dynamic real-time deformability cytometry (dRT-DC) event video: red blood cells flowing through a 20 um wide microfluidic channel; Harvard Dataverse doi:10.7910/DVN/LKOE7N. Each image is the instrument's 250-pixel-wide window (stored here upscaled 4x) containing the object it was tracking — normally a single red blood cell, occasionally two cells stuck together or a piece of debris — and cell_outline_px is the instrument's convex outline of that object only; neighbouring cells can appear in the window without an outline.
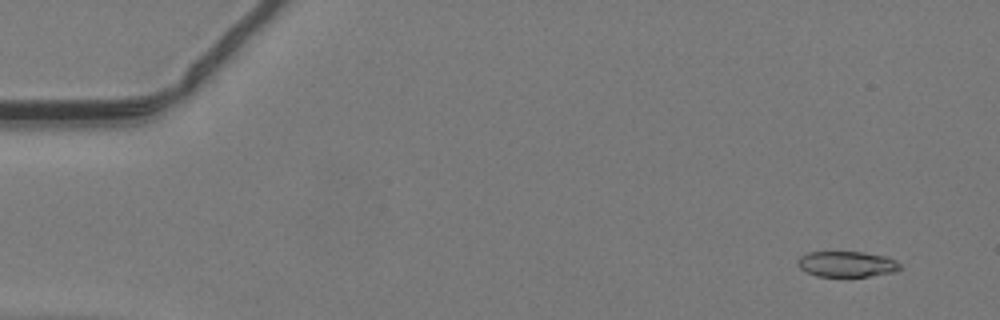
{"species": "common noctule bat (a hibernating species)", "species_latin": "Nyctalus noctula", "temperature_condition": "warm", "stored_images_in_passage": 49, "camera_frame_rate_fps": 3000, "um_per_image_px": 0.085, "animal": {"sex": "male", "body_mass_g": 19.2, "forearm_length_mm": 51.8}, "frame": {"image": 1, "passage_image": 4, "time_ms": 1.0, "image_size_px": [1000, 320], "cell_outline_px": [[904, 268], [896, 272], [868, 276], [816, 276], [800, 268], [796, 264], [796, 260], [800, 256], [808, 252], [864, 252], [884, 256], [896, 260]], "centroid_in_image_um": [72.0, 22.44], "position_along_channel_um": 13.0, "area_um2": 15.43}}
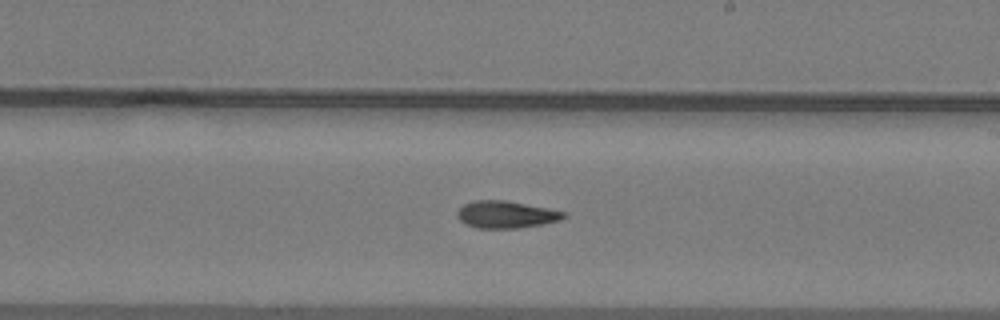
{"frame": {"image": 2, "passage_image": 29, "time_ms": 9.333, "image_size_px": [1000, 320], "cell_outline_px": [[564, 216], [560, 220], [540, 224], [516, 228], [480, 228], [464, 224], [456, 216], [456, 212], [464, 204], [476, 200], [504, 200], [564, 212]], "centroid_in_image_um": [42.92, 18.24], "position_along_channel_um": 246.1, "area_um2": 16.42}}
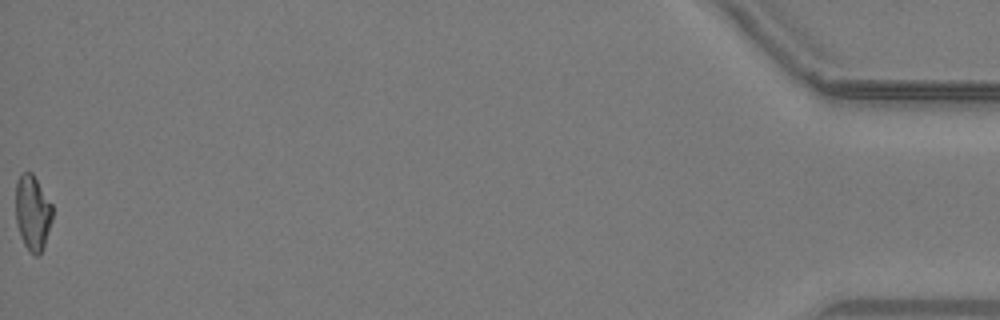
{"frame": {"image": 3, "passage_image": 49, "time_ms": 16.0, "image_size_px": [1000, 320], "cell_outline_px": [[52, 220], [44, 248], [36, 256], [24, 244], [20, 236], [16, 224], [16, 184], [20, 176], [24, 172], [32, 172], [52, 204]], "centroid_in_image_um": [2.78, 18.08], "position_along_channel_um": 432.4, "area_um2": 16.01}}